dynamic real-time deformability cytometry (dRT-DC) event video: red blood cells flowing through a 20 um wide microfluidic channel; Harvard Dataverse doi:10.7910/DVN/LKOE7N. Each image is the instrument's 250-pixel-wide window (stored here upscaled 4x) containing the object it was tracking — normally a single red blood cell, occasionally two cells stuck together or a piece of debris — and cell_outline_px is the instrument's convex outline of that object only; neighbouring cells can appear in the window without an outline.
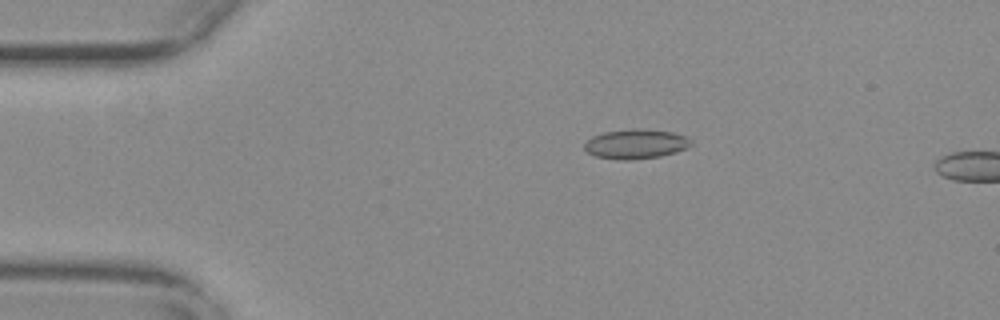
{"species": "common noctule bat (a hibernating species)", "species_latin": "Nyctalus noctula", "temperature_condition": "warm", "stored_images_in_passage": 12, "camera_frame_rate_fps": 3000, "um_per_image_px": 0.085, "animal": {"sex": "female", "body_mass_g": 29.2, "forearm_length_mm": 56.3}, "frame": {"image": 1, "passage_image": 9, "time_ms": 2.667, "image_size_px": [1000, 320], "cell_outline_px": [[692, 144], [688, 148], [676, 152], [660, 156], [628, 160], [620, 160], [596, 156], [588, 152], [584, 148], [584, 144], [592, 136], [604, 132], [632, 128], [640, 128], [672, 132], [684, 136], [692, 140]], "centroid_in_image_um": [54.05, 12.23], "position_along_channel_um": 30.9, "area_um2": 18.38}}